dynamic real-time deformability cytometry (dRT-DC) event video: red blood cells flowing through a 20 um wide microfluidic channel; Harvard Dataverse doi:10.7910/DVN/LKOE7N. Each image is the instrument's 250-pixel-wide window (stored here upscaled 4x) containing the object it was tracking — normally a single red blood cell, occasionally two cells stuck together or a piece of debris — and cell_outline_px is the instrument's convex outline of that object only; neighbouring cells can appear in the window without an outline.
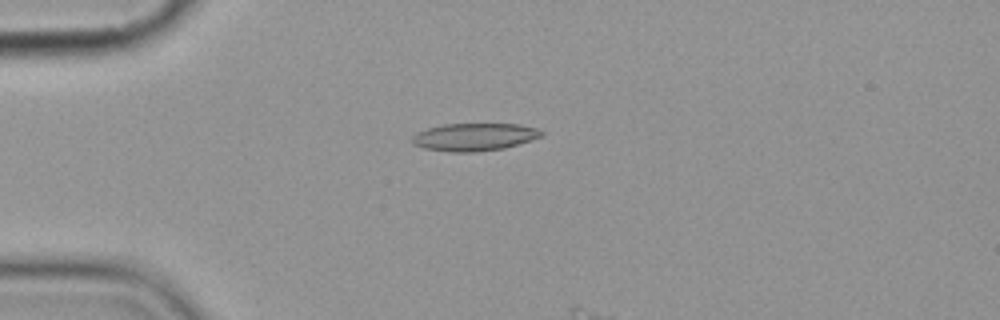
{"species": "common noctule bat (a hibernating species)", "species_latin": "Nyctalus noctula", "temperature_condition": "cold", "stored_images_in_passage": 7, "camera_frame_rate_fps": 3000, "um_per_image_px": 0.085, "animal": {"sex": "female", "body_mass_g": 19.9}, "frame": {"image": 1, "passage_image": 5, "time_ms": 4.667, "image_size_px": [1000, 320], "cell_outline_px": [[544, 136], [520, 144], [504, 148], [476, 152], [452, 152], [424, 148], [412, 144], [412, 136], [416, 132], [428, 128], [444, 124], [520, 124], [536, 128], [544, 132]], "centroid_in_image_um": [40.34, 11.64], "position_along_channel_um": 44.7, "area_um2": 20.98}}
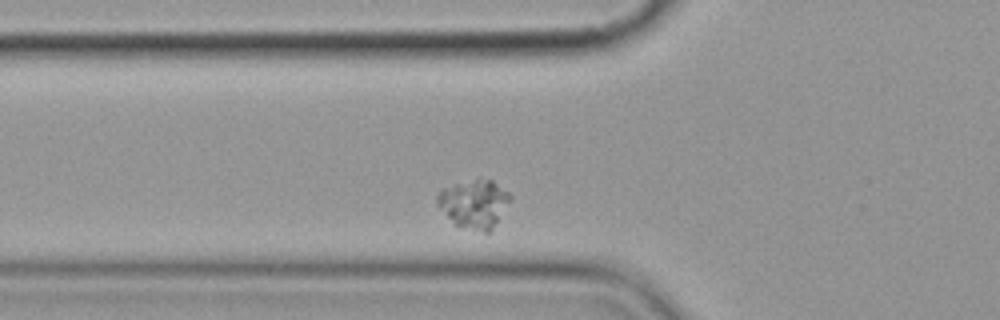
{"frame": {"image": 2, "passage_image": 7, "time_ms": 8.0, "image_size_px": [1000, 320], "cell_outline_px": [[512, 200], [492, 228], [488, 232], [484, 232], [452, 224], [436, 204], [436, 196], [440, 188], [456, 184], [476, 180], [492, 180], [508, 192], [512, 196]], "centroid_in_image_um": [40.27, 17.33], "position_along_channel_um": 85.5, "area_um2": 20.46}}